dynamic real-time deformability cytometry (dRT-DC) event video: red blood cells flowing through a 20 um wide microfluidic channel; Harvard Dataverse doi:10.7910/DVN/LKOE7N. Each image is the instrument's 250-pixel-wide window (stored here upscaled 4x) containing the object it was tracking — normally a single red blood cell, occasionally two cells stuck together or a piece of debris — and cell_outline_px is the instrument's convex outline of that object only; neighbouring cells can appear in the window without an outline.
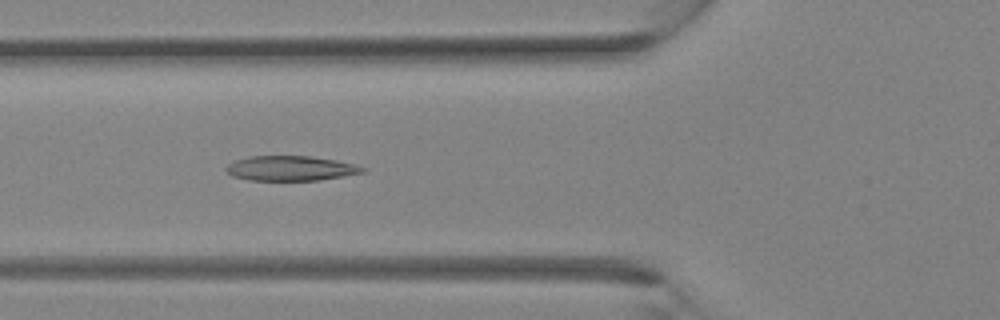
{"species": "Egyptian fruit bat (a non-hibernating species)", "species_latin": "Rousettus aegyptiacus", "temperature_condition": "room temperature", "stored_images_in_passage": 35, "camera_frame_rate_fps": 3000, "um_per_image_px": 0.085, "animal": {"sex": "female"}, "frame": {"image": 1, "passage_image": 13, "time_ms": 4.0, "image_size_px": [1000, 320], "cell_outline_px": [[368, 168], [364, 172], [320, 180], [248, 180], [232, 176], [224, 172], [224, 168], [228, 164], [236, 160], [248, 156], [312, 156], [336, 160]], "centroid_in_image_um": [24.65, 14.3], "position_along_channel_um": 101.1, "area_um2": 19.83}}
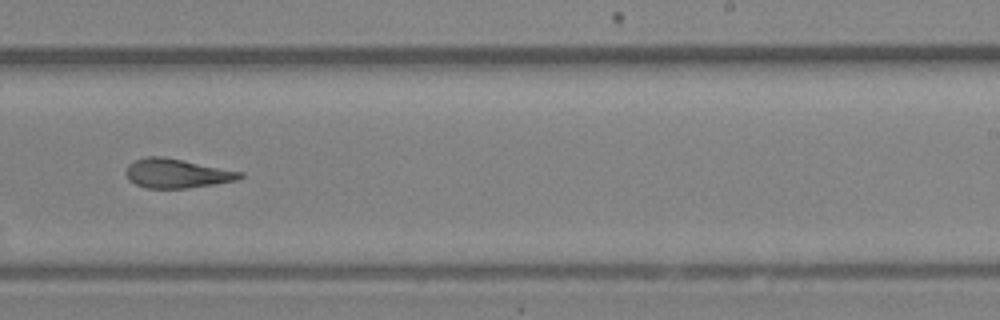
{"frame": {"image": 2, "passage_image": 22, "time_ms": 7.0, "image_size_px": [1000, 320], "cell_outline_px": [[244, 176], [236, 180], [188, 188], [148, 188], [136, 184], [128, 180], [124, 172], [128, 164], [136, 160], [148, 156], [160, 156], [244, 172]], "centroid_in_image_um": [14.99, 14.74], "position_along_channel_um": 274.0, "area_um2": 19.19}}
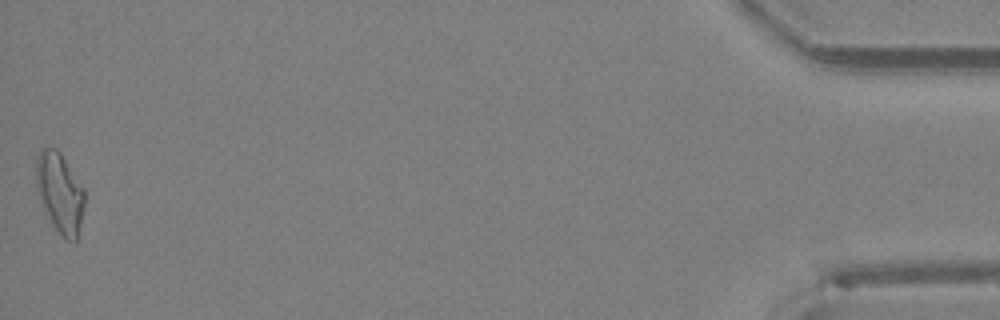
{"frame": {"image": 3, "passage_image": 35, "time_ms": 11.333, "image_size_px": [1000, 320], "cell_outline_px": [[84, 204], [80, 224], [76, 240], [64, 240], [52, 224], [40, 204], [36, 188], [36, 156], [40, 148], [56, 148], [60, 152], [84, 188]], "centroid_in_image_um": [5.05, 16.37], "position_along_channel_um": 430.1, "area_um2": 22.72}}